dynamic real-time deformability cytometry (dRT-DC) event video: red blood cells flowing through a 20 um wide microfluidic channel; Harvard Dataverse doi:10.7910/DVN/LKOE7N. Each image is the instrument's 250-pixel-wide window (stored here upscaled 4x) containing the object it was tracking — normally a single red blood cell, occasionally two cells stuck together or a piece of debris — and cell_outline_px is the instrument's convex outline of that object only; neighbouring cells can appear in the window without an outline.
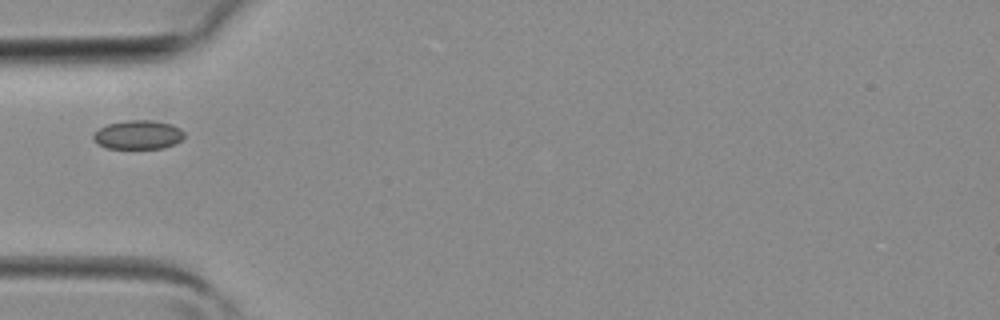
{"species": "common noctule bat (a hibernating species)", "species_latin": "Nyctalus noctula", "temperature_condition": "room temperature", "stored_images_in_passage": 4, "camera_frame_rate_fps": 3000, "um_per_image_px": 0.085, "animal": {"sex": "female", "body_mass_g": 19.3, "forearm_length_mm": 54.1}, "frame": {"image": 1, "passage_image": 4, "time_ms": 1.0, "image_size_px": [1000, 320], "cell_outline_px": [[184, 136], [176, 144], [164, 148], [108, 148], [92, 140], [92, 132], [108, 124], [124, 120], [152, 120], [172, 124], [180, 128], [184, 132]], "centroid_in_image_um": [11.74, 11.44], "position_along_channel_um": 73.3, "area_um2": 15.43}}